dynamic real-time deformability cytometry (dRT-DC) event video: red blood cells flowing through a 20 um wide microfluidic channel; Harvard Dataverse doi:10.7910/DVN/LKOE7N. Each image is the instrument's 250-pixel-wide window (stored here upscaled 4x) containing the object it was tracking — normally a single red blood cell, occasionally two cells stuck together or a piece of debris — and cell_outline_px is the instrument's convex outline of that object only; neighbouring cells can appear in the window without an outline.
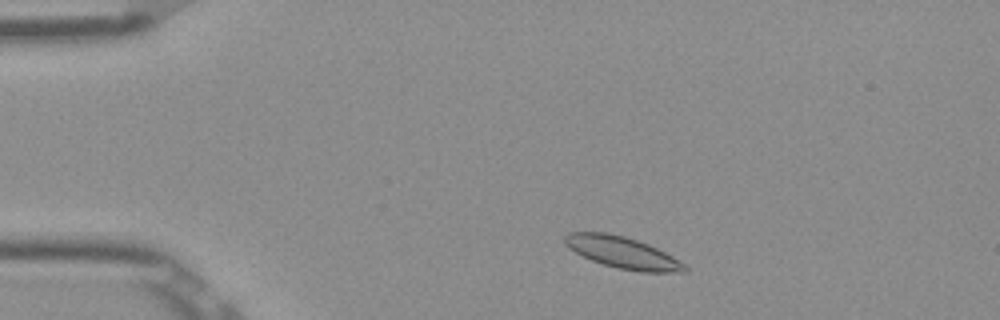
{"species": "Egyptian fruit bat (a non-hibernating species)", "species_latin": "Rousettus aegyptiacus", "temperature_condition": "room temperature", "stored_images_in_passage": 48, "camera_frame_rate_fps": 3000, "um_per_image_px": 0.085, "frame": {"image": 1, "passage_image": 5, "time_ms": 1.333, "image_size_px": [1000, 320], "cell_outline_px": [[688, 272], [640, 272], [616, 268], [592, 260], [568, 248], [564, 244], [564, 236], [568, 232], [604, 232], [624, 236], [648, 244], [672, 256], [684, 264], [688, 268]], "centroid_in_image_um": [52.9, 21.47], "position_along_channel_um": 32.1, "area_um2": 21.96}}
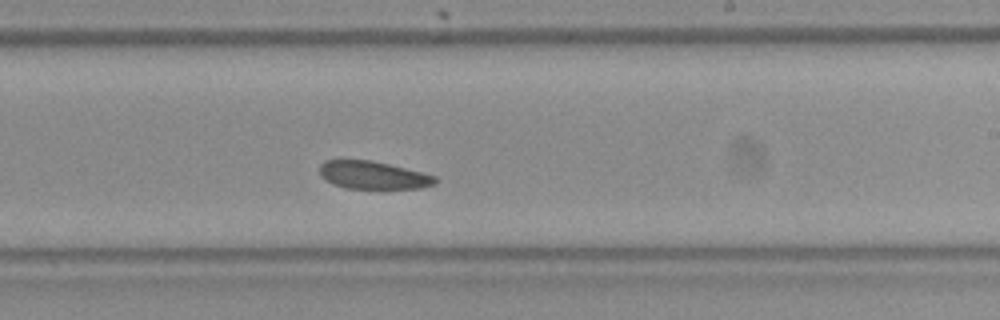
{"frame": {"image": 2, "passage_image": 27, "time_ms": 8.667, "image_size_px": [1000, 320], "cell_outline_px": [[436, 184], [420, 188], [344, 188], [324, 180], [320, 176], [320, 164], [324, 160], [372, 160], [424, 172], [436, 176]], "centroid_in_image_um": [31.71, 14.88], "position_along_channel_um": 257.3, "area_um2": 18.84}}
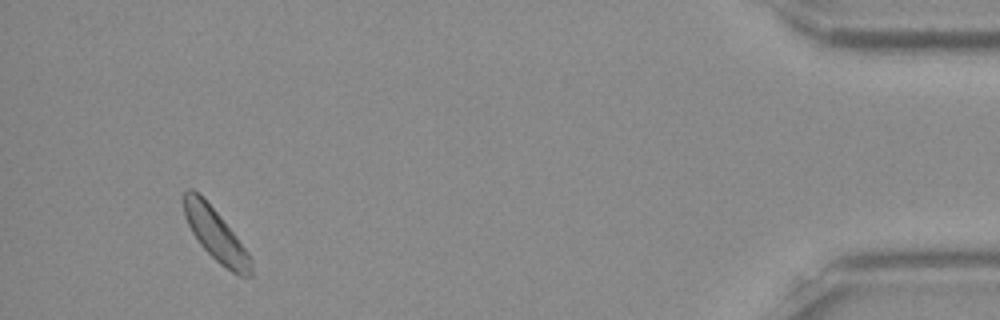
{"frame": {"image": 3, "passage_image": 45, "time_ms": 14.667, "image_size_px": [1000, 320], "cell_outline_px": [[252, 276], [240, 276], [232, 272], [220, 264], [200, 244], [192, 232], [184, 216], [184, 192], [188, 188], [192, 188], [220, 216], [236, 236], [248, 252], [252, 260]], "centroid_in_image_um": [18.35, 19.98], "position_along_channel_um": 416.8, "area_um2": 19.94}, "authors_computed_cell_mechanics": {"area_um2": 20.4612, "velocity_mm_per_s": 3.8115, "shape_relaxation_time_tau1_ms": 2.2445, "shape_relaxation_time_tau2_ms": 3.0409, "deformation_change_tau1": 0.037, "deformation_change_tau2": 0.0509}}